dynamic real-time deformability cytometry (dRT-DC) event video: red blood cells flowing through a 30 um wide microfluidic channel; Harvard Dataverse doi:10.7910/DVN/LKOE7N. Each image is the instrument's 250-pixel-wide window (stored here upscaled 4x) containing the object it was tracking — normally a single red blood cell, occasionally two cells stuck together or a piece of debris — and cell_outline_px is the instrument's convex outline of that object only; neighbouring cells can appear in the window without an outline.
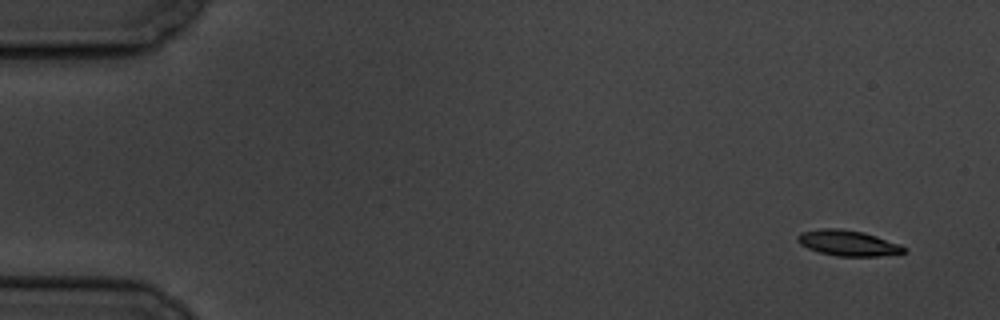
{"species": "common noctule bat (a hibernating species)", "species_latin": "Nyctalus noctula", "temperature_condition": "cold", "stored_images_in_passage": 5, "camera_frame_rate_fps": 3000, "um_per_image_px": 0.085, "animal": {"sex": "male", "body_mass_g": 19.5, "forearm_length_mm": 54.6}, "frame": {"image": 1, "passage_image": 1, "time_ms": 0.0, "image_size_px": [1000, 320], "cell_outline_px": [[908, 252], [880, 256], [836, 256], [820, 252], [808, 248], [800, 244], [796, 240], [796, 236], [800, 232], [820, 228], [840, 228], [864, 232], [900, 244], [908, 248]], "centroid_in_image_um": [72.08, 20.65], "position_along_channel_um": 12.9, "area_um2": 16.07}}
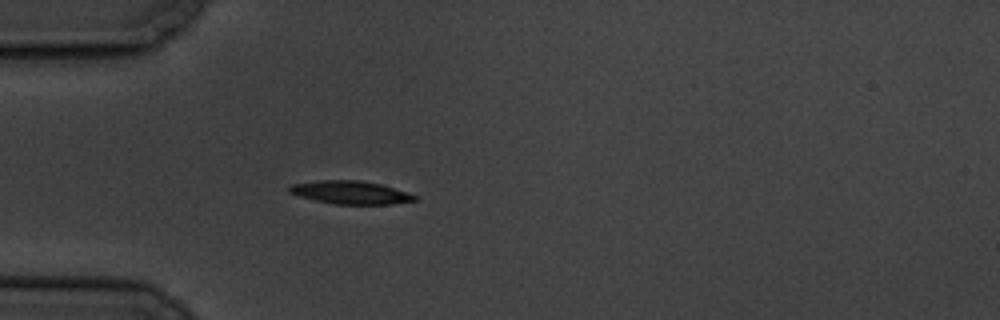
{"frame": {"image": 2, "passage_image": 5, "time_ms": 4.667, "image_size_px": [1000, 320], "cell_outline_px": [[416, 200], [392, 204], [336, 204], [316, 200], [300, 196], [288, 192], [288, 188], [292, 184], [320, 180], [360, 180], [380, 184], [408, 192], [416, 196]], "centroid_in_image_um": [29.8, 16.35], "position_along_channel_um": 55.2, "area_um2": 16.7}}